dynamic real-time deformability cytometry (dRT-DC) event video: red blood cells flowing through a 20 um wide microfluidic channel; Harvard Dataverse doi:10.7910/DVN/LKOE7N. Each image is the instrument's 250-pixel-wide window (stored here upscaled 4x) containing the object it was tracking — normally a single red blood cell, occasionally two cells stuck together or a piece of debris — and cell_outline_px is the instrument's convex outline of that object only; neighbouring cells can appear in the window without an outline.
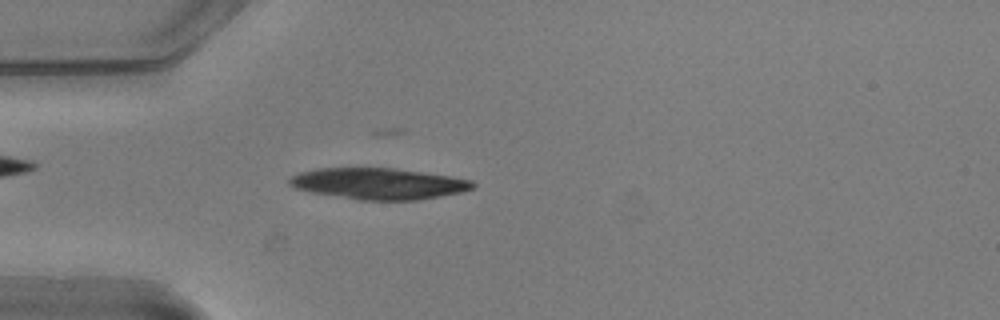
{"species": "common noctule bat (a hibernating species)", "species_latin": "Nyctalus noctula", "temperature_condition": "warm", "stored_images_in_passage": 54, "camera_frame_rate_fps": 3000, "um_per_image_px": 0.085, "animal": {"sex": "male", "body_mass_g": 20.5, "forearm_length_mm": 52.5}, "frame": {"image": 1, "passage_image": 15, "time_ms": 4.667, "image_size_px": [1000, 320], "cell_outline_px": [[476, 188], [460, 192], [440, 196], [416, 200], [356, 200], [312, 192], [296, 188], [288, 184], [288, 180], [292, 176], [300, 172], [316, 168], [392, 168], [448, 176], [472, 180], [476, 184]], "centroid_in_image_um": [32.16, 15.61], "position_along_channel_um": 52.8, "area_um2": 33.23}}
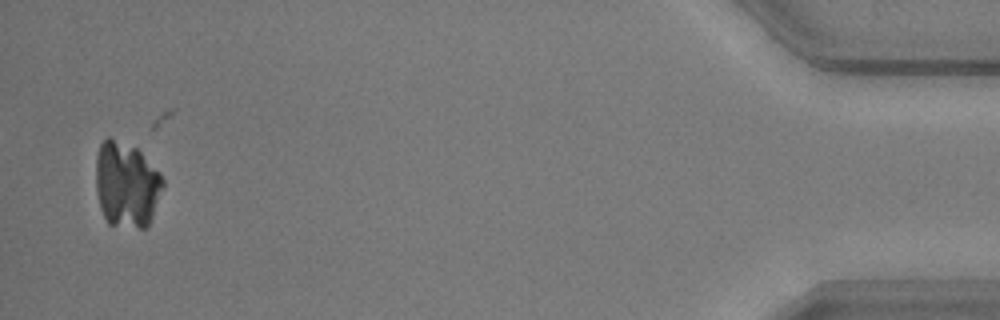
{"frame": {"image": 2, "passage_image": 52, "time_ms": 17.0, "image_size_px": [1000, 320], "cell_outline_px": [[164, 188], [148, 228], [140, 228], [108, 224], [100, 208], [96, 192], [96, 156], [100, 144], [108, 136], [136, 148], [160, 172], [164, 180]], "centroid_in_image_um": [10.76, 15.71], "position_along_channel_um": 424.4, "area_um2": 33.76}}